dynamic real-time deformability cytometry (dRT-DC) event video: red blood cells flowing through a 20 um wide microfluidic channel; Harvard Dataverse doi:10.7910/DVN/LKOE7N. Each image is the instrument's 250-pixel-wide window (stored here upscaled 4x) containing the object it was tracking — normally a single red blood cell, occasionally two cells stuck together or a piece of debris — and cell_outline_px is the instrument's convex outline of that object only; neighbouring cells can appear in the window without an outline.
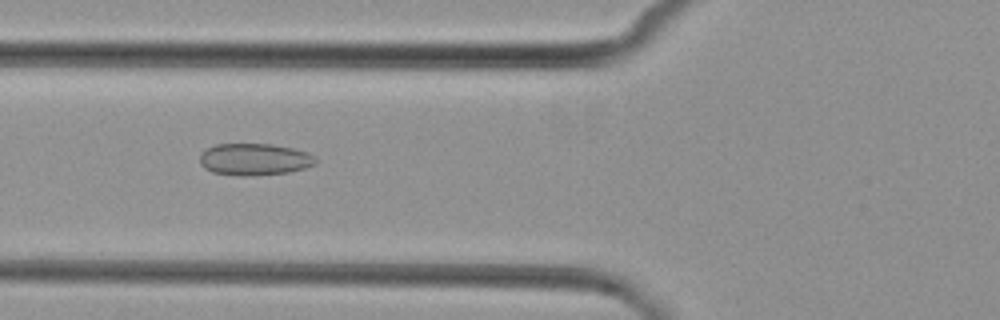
{"species": "common noctule bat (a hibernating species)", "species_latin": "Nyctalus noctula", "temperature_condition": "cold", "stored_images_in_passage": 6, "camera_frame_rate_fps": 3000, "um_per_image_px": 0.085, "animal": {"sex": "female", "body_mass_g": 29.2, "forearm_length_mm": 56.3}, "frame": {"image": 1, "passage_image": 4, "time_ms": 3.333, "image_size_px": [1000, 320], "cell_outline_px": [[316, 164], [304, 168], [288, 172], [252, 176], [240, 176], [212, 172], [204, 168], [200, 164], [200, 152], [216, 144], [272, 144], [292, 148], [308, 152], [316, 160]], "centroid_in_image_um": [21.6, 13.55], "position_along_channel_um": 104.2, "area_um2": 21.56}}
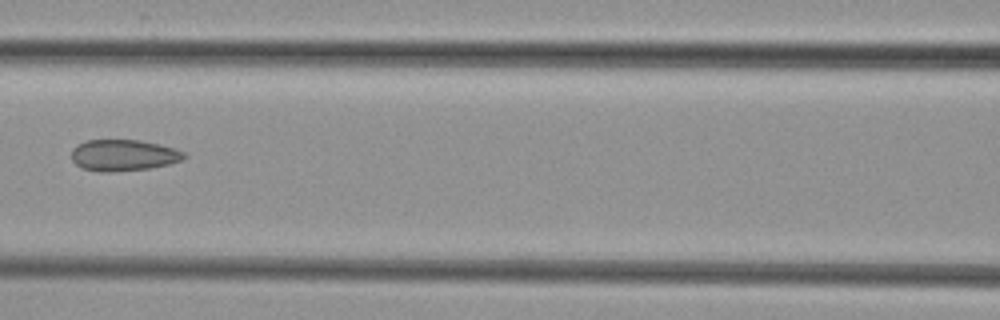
{"frame": {"image": 2, "passage_image": 5, "time_ms": 4.667, "image_size_px": [1000, 320], "cell_outline_px": [[188, 156], [184, 160], [168, 164], [148, 168], [112, 172], [100, 172], [80, 168], [72, 160], [72, 148], [76, 144], [88, 140], [140, 140], [160, 144], [184, 152]], "centroid_in_image_um": [10.48, 13.19], "position_along_channel_um": 156.1, "area_um2": 20.69}}
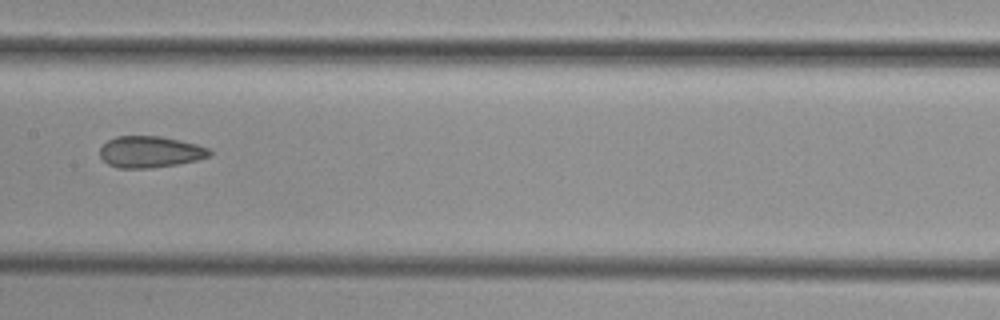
{"frame": {"image": 3, "passage_image": 6, "time_ms": 5.667, "image_size_px": [1000, 320], "cell_outline_px": [[212, 156], [196, 160], [176, 164], [148, 168], [116, 168], [108, 164], [100, 156], [100, 148], [108, 140], [116, 136], [160, 136], [180, 140], [196, 144], [208, 148], [212, 152]], "centroid_in_image_um": [12.76, 12.91], "position_along_channel_um": 194.6, "area_um2": 20.06}}